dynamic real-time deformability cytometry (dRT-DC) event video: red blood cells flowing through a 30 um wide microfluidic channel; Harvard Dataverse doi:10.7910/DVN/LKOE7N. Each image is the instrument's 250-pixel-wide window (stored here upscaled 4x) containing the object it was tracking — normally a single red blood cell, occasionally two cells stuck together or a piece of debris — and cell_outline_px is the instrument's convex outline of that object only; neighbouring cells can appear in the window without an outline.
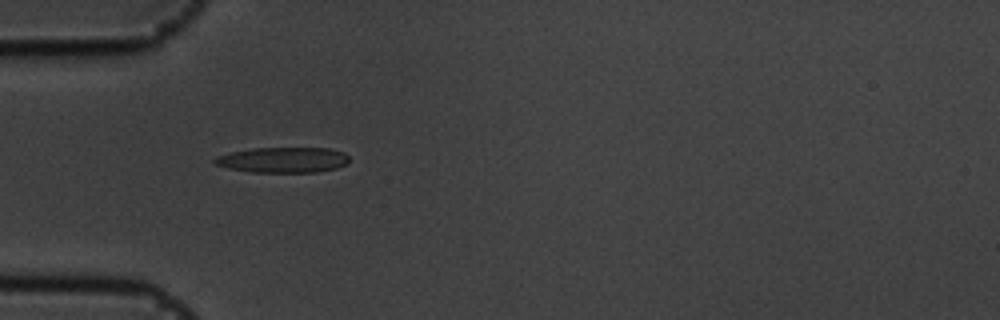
{"species": "common noctule bat (a hibernating species)", "species_latin": "Nyctalus noctula", "temperature_condition": "cold", "stored_images_in_passage": 40, "camera_frame_rate_fps": 3000, "um_per_image_px": 0.085, "animal": {"sex": "male", "body_mass_g": 19.5, "forearm_length_mm": 54.6}, "frame": {"image": 1, "passage_image": 1, "time_ms": 0.0, "image_size_px": [1000, 320], "cell_outline_px": [[348, 164], [336, 168], [316, 172], [252, 172], [228, 168], [216, 164], [212, 160], [216, 156], [232, 152], [252, 148], [328, 148], [344, 152], [348, 156]], "centroid_in_image_um": [24.07, 13.59], "position_along_channel_um": 60.9, "area_um2": 19.94}}
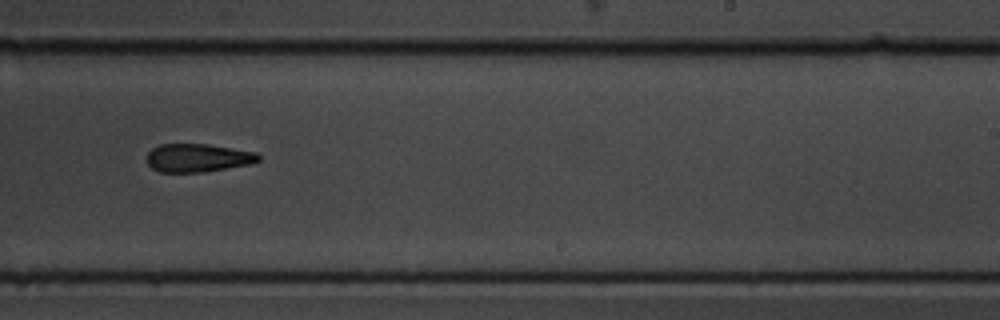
{"frame": {"image": 2, "passage_image": 19, "time_ms": 6.0, "image_size_px": [1000, 320], "cell_outline_px": [[260, 160], [248, 164], [204, 172], [160, 172], [152, 168], [148, 164], [148, 152], [152, 148], [160, 144], [208, 144], [256, 152], [260, 156]], "centroid_in_image_um": [16.8, 13.41], "position_along_channel_um": 272.2, "area_um2": 18.26}}
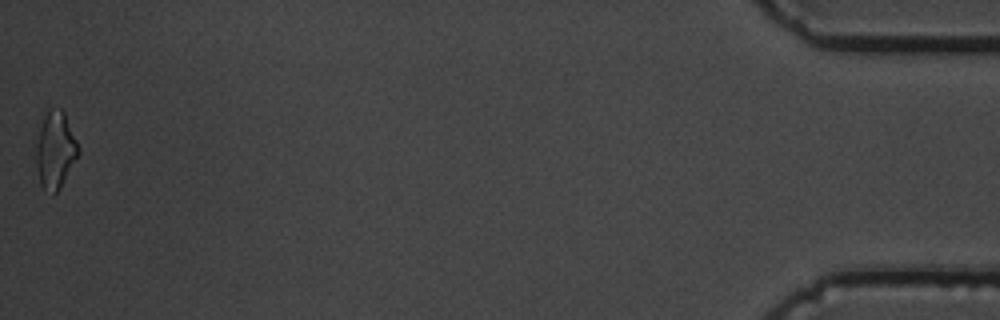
{"frame": {"image": 3, "passage_image": 40, "time_ms": 13.0, "image_size_px": [1000, 320], "cell_outline_px": [[80, 152], [60, 188], [52, 196], [40, 184], [36, 164], [32, 140], [48, 108], [60, 108], [64, 112], [80, 148]], "centroid_in_image_um": [4.64, 12.73], "position_along_channel_um": 430.6, "area_um2": 19.65}, "authors_computed_cell_mechanics": {"area_um2": 18.785, "velocity_mm_per_s": 3.5758, "shape_relaxation_time_tau1_ms": 6.0707, "shape_relaxation_time_tau2_ms": 5.1607, "deformation_change_tau1": 0.1632, "deformation_change_tau2": 0.1435}}